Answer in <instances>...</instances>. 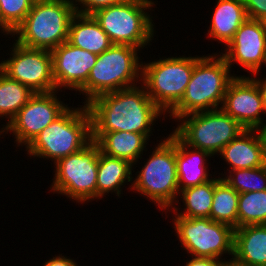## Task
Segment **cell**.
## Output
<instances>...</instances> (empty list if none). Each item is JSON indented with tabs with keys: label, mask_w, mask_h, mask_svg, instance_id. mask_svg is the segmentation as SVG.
Returning a JSON list of instances; mask_svg holds the SVG:
<instances>
[{
	"label": "cell",
	"mask_w": 266,
	"mask_h": 266,
	"mask_svg": "<svg viewBox=\"0 0 266 266\" xmlns=\"http://www.w3.org/2000/svg\"><path fill=\"white\" fill-rule=\"evenodd\" d=\"M255 130H256V133L258 134L259 138H260L264 158L266 161V123L257 127Z\"/></svg>",
	"instance_id": "e575fe53"
},
{
	"label": "cell",
	"mask_w": 266,
	"mask_h": 266,
	"mask_svg": "<svg viewBox=\"0 0 266 266\" xmlns=\"http://www.w3.org/2000/svg\"><path fill=\"white\" fill-rule=\"evenodd\" d=\"M211 157L204 150L186 145L176 135V167L180 191L212 179L207 169V160Z\"/></svg>",
	"instance_id": "ac0fdd59"
},
{
	"label": "cell",
	"mask_w": 266,
	"mask_h": 266,
	"mask_svg": "<svg viewBox=\"0 0 266 266\" xmlns=\"http://www.w3.org/2000/svg\"><path fill=\"white\" fill-rule=\"evenodd\" d=\"M139 48L113 44L98 55L88 80L79 90L85 96L83 104L104 93L129 88L141 83L142 63Z\"/></svg>",
	"instance_id": "8992f818"
},
{
	"label": "cell",
	"mask_w": 266,
	"mask_h": 266,
	"mask_svg": "<svg viewBox=\"0 0 266 266\" xmlns=\"http://www.w3.org/2000/svg\"><path fill=\"white\" fill-rule=\"evenodd\" d=\"M75 14L71 0H35L12 37L16 35L15 41L25 47L51 51L68 40Z\"/></svg>",
	"instance_id": "277c9868"
},
{
	"label": "cell",
	"mask_w": 266,
	"mask_h": 266,
	"mask_svg": "<svg viewBox=\"0 0 266 266\" xmlns=\"http://www.w3.org/2000/svg\"><path fill=\"white\" fill-rule=\"evenodd\" d=\"M222 177L239 194L266 190V165L251 169H236Z\"/></svg>",
	"instance_id": "83f0119b"
},
{
	"label": "cell",
	"mask_w": 266,
	"mask_h": 266,
	"mask_svg": "<svg viewBox=\"0 0 266 266\" xmlns=\"http://www.w3.org/2000/svg\"><path fill=\"white\" fill-rule=\"evenodd\" d=\"M134 165L127 160L117 157H110L101 151L99 152V162L97 171V199L114 192L116 196L121 195V191L130 182L132 188V170ZM123 186V187H122Z\"/></svg>",
	"instance_id": "603a6c76"
},
{
	"label": "cell",
	"mask_w": 266,
	"mask_h": 266,
	"mask_svg": "<svg viewBox=\"0 0 266 266\" xmlns=\"http://www.w3.org/2000/svg\"><path fill=\"white\" fill-rule=\"evenodd\" d=\"M222 56L227 64L238 63L251 74L258 75L266 67V26L264 21L247 18L225 46ZM234 62V63H233Z\"/></svg>",
	"instance_id": "5bb4252c"
},
{
	"label": "cell",
	"mask_w": 266,
	"mask_h": 266,
	"mask_svg": "<svg viewBox=\"0 0 266 266\" xmlns=\"http://www.w3.org/2000/svg\"><path fill=\"white\" fill-rule=\"evenodd\" d=\"M148 140L149 138L144 134L113 131L104 133L96 143L100 146L102 153L110 157L127 160L135 165L142 158Z\"/></svg>",
	"instance_id": "7402d4cb"
},
{
	"label": "cell",
	"mask_w": 266,
	"mask_h": 266,
	"mask_svg": "<svg viewBox=\"0 0 266 266\" xmlns=\"http://www.w3.org/2000/svg\"><path fill=\"white\" fill-rule=\"evenodd\" d=\"M247 17L254 20H266V0H243Z\"/></svg>",
	"instance_id": "4dcf8cb0"
},
{
	"label": "cell",
	"mask_w": 266,
	"mask_h": 266,
	"mask_svg": "<svg viewBox=\"0 0 266 266\" xmlns=\"http://www.w3.org/2000/svg\"><path fill=\"white\" fill-rule=\"evenodd\" d=\"M0 135H3V128H1L0 130Z\"/></svg>",
	"instance_id": "74e56055"
},
{
	"label": "cell",
	"mask_w": 266,
	"mask_h": 266,
	"mask_svg": "<svg viewBox=\"0 0 266 266\" xmlns=\"http://www.w3.org/2000/svg\"><path fill=\"white\" fill-rule=\"evenodd\" d=\"M253 75V80L256 82L259 90H260V93H261V96H262V101H263V108H264V111L266 113V77L263 78H259L257 79V76L255 74H252ZM256 76V78H254Z\"/></svg>",
	"instance_id": "836d02e7"
},
{
	"label": "cell",
	"mask_w": 266,
	"mask_h": 266,
	"mask_svg": "<svg viewBox=\"0 0 266 266\" xmlns=\"http://www.w3.org/2000/svg\"><path fill=\"white\" fill-rule=\"evenodd\" d=\"M230 70L225 58L219 53L201 56L194 65L181 101L168 116L178 120L191 113L220 109L226 89L235 77Z\"/></svg>",
	"instance_id": "7a4b0ae2"
},
{
	"label": "cell",
	"mask_w": 266,
	"mask_h": 266,
	"mask_svg": "<svg viewBox=\"0 0 266 266\" xmlns=\"http://www.w3.org/2000/svg\"><path fill=\"white\" fill-rule=\"evenodd\" d=\"M34 94L29 87L9 78L0 70V117L8 119L7 124Z\"/></svg>",
	"instance_id": "484cf974"
},
{
	"label": "cell",
	"mask_w": 266,
	"mask_h": 266,
	"mask_svg": "<svg viewBox=\"0 0 266 266\" xmlns=\"http://www.w3.org/2000/svg\"><path fill=\"white\" fill-rule=\"evenodd\" d=\"M50 52L56 90L67 88L79 91L87 82L98 55L76 47L68 41L63 42Z\"/></svg>",
	"instance_id": "2e32d148"
},
{
	"label": "cell",
	"mask_w": 266,
	"mask_h": 266,
	"mask_svg": "<svg viewBox=\"0 0 266 266\" xmlns=\"http://www.w3.org/2000/svg\"><path fill=\"white\" fill-rule=\"evenodd\" d=\"M58 92L56 90L35 93L9 124H3V133H13L16 139L14 142L18 147L21 145L26 148L46 126L68 108V105L59 100V96L57 98Z\"/></svg>",
	"instance_id": "4fadbf2b"
},
{
	"label": "cell",
	"mask_w": 266,
	"mask_h": 266,
	"mask_svg": "<svg viewBox=\"0 0 266 266\" xmlns=\"http://www.w3.org/2000/svg\"><path fill=\"white\" fill-rule=\"evenodd\" d=\"M35 0H0L3 23L14 32L32 8Z\"/></svg>",
	"instance_id": "f1b7e54d"
},
{
	"label": "cell",
	"mask_w": 266,
	"mask_h": 266,
	"mask_svg": "<svg viewBox=\"0 0 266 266\" xmlns=\"http://www.w3.org/2000/svg\"><path fill=\"white\" fill-rule=\"evenodd\" d=\"M0 29H1V33H3L4 35H12V31L3 23L1 16H0ZM3 31V32H2Z\"/></svg>",
	"instance_id": "d590c367"
},
{
	"label": "cell",
	"mask_w": 266,
	"mask_h": 266,
	"mask_svg": "<svg viewBox=\"0 0 266 266\" xmlns=\"http://www.w3.org/2000/svg\"><path fill=\"white\" fill-rule=\"evenodd\" d=\"M200 58L172 56L149 63L142 61L141 82L150 99L166 115L181 101L194 65Z\"/></svg>",
	"instance_id": "ba28073f"
},
{
	"label": "cell",
	"mask_w": 266,
	"mask_h": 266,
	"mask_svg": "<svg viewBox=\"0 0 266 266\" xmlns=\"http://www.w3.org/2000/svg\"><path fill=\"white\" fill-rule=\"evenodd\" d=\"M225 261L216 260L213 258L192 257L187 260L185 266H224Z\"/></svg>",
	"instance_id": "1f68e13d"
},
{
	"label": "cell",
	"mask_w": 266,
	"mask_h": 266,
	"mask_svg": "<svg viewBox=\"0 0 266 266\" xmlns=\"http://www.w3.org/2000/svg\"><path fill=\"white\" fill-rule=\"evenodd\" d=\"M10 51V58L0 63V70L4 74L29 87L34 93L56 91L49 50L25 47L15 41Z\"/></svg>",
	"instance_id": "7c38bea8"
},
{
	"label": "cell",
	"mask_w": 266,
	"mask_h": 266,
	"mask_svg": "<svg viewBox=\"0 0 266 266\" xmlns=\"http://www.w3.org/2000/svg\"><path fill=\"white\" fill-rule=\"evenodd\" d=\"M70 44L100 55L113 44L92 15L75 14L69 25Z\"/></svg>",
	"instance_id": "44dd1931"
},
{
	"label": "cell",
	"mask_w": 266,
	"mask_h": 266,
	"mask_svg": "<svg viewBox=\"0 0 266 266\" xmlns=\"http://www.w3.org/2000/svg\"><path fill=\"white\" fill-rule=\"evenodd\" d=\"M231 259L244 266H266V224L234 229Z\"/></svg>",
	"instance_id": "d6986e66"
},
{
	"label": "cell",
	"mask_w": 266,
	"mask_h": 266,
	"mask_svg": "<svg viewBox=\"0 0 266 266\" xmlns=\"http://www.w3.org/2000/svg\"><path fill=\"white\" fill-rule=\"evenodd\" d=\"M153 5L155 3L152 0H125L123 3L100 9L92 16L112 44L143 49L150 45L154 36L153 16L148 13Z\"/></svg>",
	"instance_id": "52a82bcc"
},
{
	"label": "cell",
	"mask_w": 266,
	"mask_h": 266,
	"mask_svg": "<svg viewBox=\"0 0 266 266\" xmlns=\"http://www.w3.org/2000/svg\"><path fill=\"white\" fill-rule=\"evenodd\" d=\"M140 85L104 93L86 104L93 141L113 131L136 132L150 138L156 119L165 113L150 99L144 85Z\"/></svg>",
	"instance_id": "6da1fadb"
},
{
	"label": "cell",
	"mask_w": 266,
	"mask_h": 266,
	"mask_svg": "<svg viewBox=\"0 0 266 266\" xmlns=\"http://www.w3.org/2000/svg\"><path fill=\"white\" fill-rule=\"evenodd\" d=\"M214 195V177L203 184L183 189L179 196L185 206L183 212L175 206L172 210L177 216L185 218H210L211 207ZM179 212V213H178Z\"/></svg>",
	"instance_id": "cb8c5ba5"
},
{
	"label": "cell",
	"mask_w": 266,
	"mask_h": 266,
	"mask_svg": "<svg viewBox=\"0 0 266 266\" xmlns=\"http://www.w3.org/2000/svg\"><path fill=\"white\" fill-rule=\"evenodd\" d=\"M92 141L91 115L84 104L68 107L26 147L27 154L54 162L82 150Z\"/></svg>",
	"instance_id": "3957f363"
},
{
	"label": "cell",
	"mask_w": 266,
	"mask_h": 266,
	"mask_svg": "<svg viewBox=\"0 0 266 266\" xmlns=\"http://www.w3.org/2000/svg\"><path fill=\"white\" fill-rule=\"evenodd\" d=\"M224 266H244V265H241L237 262H235L233 259H227V261H225L224 263Z\"/></svg>",
	"instance_id": "8d00e7d4"
},
{
	"label": "cell",
	"mask_w": 266,
	"mask_h": 266,
	"mask_svg": "<svg viewBox=\"0 0 266 266\" xmlns=\"http://www.w3.org/2000/svg\"><path fill=\"white\" fill-rule=\"evenodd\" d=\"M43 266H78V264L75 260L60 254L46 261Z\"/></svg>",
	"instance_id": "d6a6232c"
},
{
	"label": "cell",
	"mask_w": 266,
	"mask_h": 266,
	"mask_svg": "<svg viewBox=\"0 0 266 266\" xmlns=\"http://www.w3.org/2000/svg\"><path fill=\"white\" fill-rule=\"evenodd\" d=\"M219 155L230 165L228 171L266 165L261 141L255 129H245L228 143Z\"/></svg>",
	"instance_id": "e0dca14e"
},
{
	"label": "cell",
	"mask_w": 266,
	"mask_h": 266,
	"mask_svg": "<svg viewBox=\"0 0 266 266\" xmlns=\"http://www.w3.org/2000/svg\"><path fill=\"white\" fill-rule=\"evenodd\" d=\"M239 193L223 178H214V195L210 219L238 228Z\"/></svg>",
	"instance_id": "d4e9b609"
},
{
	"label": "cell",
	"mask_w": 266,
	"mask_h": 266,
	"mask_svg": "<svg viewBox=\"0 0 266 266\" xmlns=\"http://www.w3.org/2000/svg\"><path fill=\"white\" fill-rule=\"evenodd\" d=\"M216 3L207 34L226 46L248 17L243 0H217Z\"/></svg>",
	"instance_id": "ffe728a7"
},
{
	"label": "cell",
	"mask_w": 266,
	"mask_h": 266,
	"mask_svg": "<svg viewBox=\"0 0 266 266\" xmlns=\"http://www.w3.org/2000/svg\"><path fill=\"white\" fill-rule=\"evenodd\" d=\"M172 220L181 246L191 257L227 261L222 258L227 254L233 258L234 229L231 226L210 218H185L175 213Z\"/></svg>",
	"instance_id": "8fae6325"
},
{
	"label": "cell",
	"mask_w": 266,
	"mask_h": 266,
	"mask_svg": "<svg viewBox=\"0 0 266 266\" xmlns=\"http://www.w3.org/2000/svg\"><path fill=\"white\" fill-rule=\"evenodd\" d=\"M174 133L188 146L208 152L212 158L245 128L221 108L191 113L177 120ZM181 122V123H180Z\"/></svg>",
	"instance_id": "9c48e42d"
},
{
	"label": "cell",
	"mask_w": 266,
	"mask_h": 266,
	"mask_svg": "<svg viewBox=\"0 0 266 266\" xmlns=\"http://www.w3.org/2000/svg\"><path fill=\"white\" fill-rule=\"evenodd\" d=\"M154 148L143 168L136 172L138 174L133 180L132 189L155 202L167 214L174 204H180L177 198L180 190L176 167V134L172 131Z\"/></svg>",
	"instance_id": "5b68a950"
},
{
	"label": "cell",
	"mask_w": 266,
	"mask_h": 266,
	"mask_svg": "<svg viewBox=\"0 0 266 266\" xmlns=\"http://www.w3.org/2000/svg\"><path fill=\"white\" fill-rule=\"evenodd\" d=\"M221 109L245 129H256L264 124L262 96L252 76H235L230 81Z\"/></svg>",
	"instance_id": "9a60e30c"
},
{
	"label": "cell",
	"mask_w": 266,
	"mask_h": 266,
	"mask_svg": "<svg viewBox=\"0 0 266 266\" xmlns=\"http://www.w3.org/2000/svg\"><path fill=\"white\" fill-rule=\"evenodd\" d=\"M77 14L93 15L96 11L123 3L125 0H71ZM79 6H81L79 8Z\"/></svg>",
	"instance_id": "f546056e"
},
{
	"label": "cell",
	"mask_w": 266,
	"mask_h": 266,
	"mask_svg": "<svg viewBox=\"0 0 266 266\" xmlns=\"http://www.w3.org/2000/svg\"><path fill=\"white\" fill-rule=\"evenodd\" d=\"M266 224V190L240 193L238 227Z\"/></svg>",
	"instance_id": "4316f807"
},
{
	"label": "cell",
	"mask_w": 266,
	"mask_h": 266,
	"mask_svg": "<svg viewBox=\"0 0 266 266\" xmlns=\"http://www.w3.org/2000/svg\"><path fill=\"white\" fill-rule=\"evenodd\" d=\"M99 152L100 146L92 140L79 152L56 162L51 192L81 204L96 200Z\"/></svg>",
	"instance_id": "30bf717a"
}]
</instances>
